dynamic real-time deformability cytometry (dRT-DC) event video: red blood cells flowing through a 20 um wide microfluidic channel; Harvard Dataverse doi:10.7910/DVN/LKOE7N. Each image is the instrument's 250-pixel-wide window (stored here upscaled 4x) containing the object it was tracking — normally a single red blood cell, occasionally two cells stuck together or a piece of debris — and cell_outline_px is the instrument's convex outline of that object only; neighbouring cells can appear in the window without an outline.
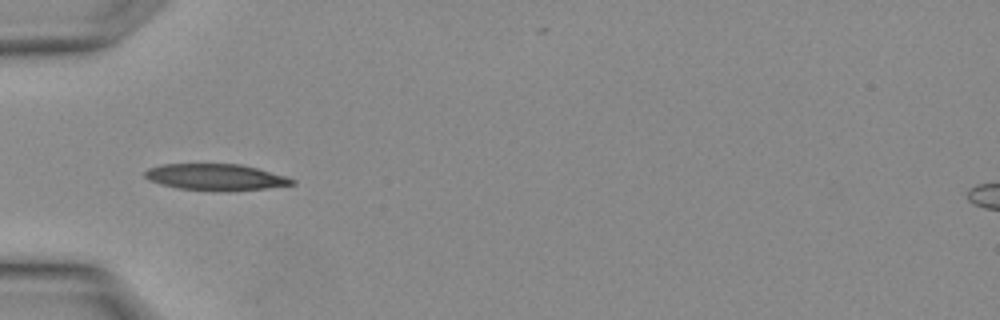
{"species": "Egyptian fruit bat (a non-hibernating species)", "species_latin": "Rousettus aegyptiacus", "temperature_condition": "warm", "stored_images_in_passage": 2, "camera_frame_rate_fps": 3000, "um_per_image_px": 0.085, "animal": {"sex": "female"}, "frame": {"image": 1, "passage_image": 2, "time_ms": 0.333, "image_size_px": [1000, 320], "cell_outline_px": [[296, 184], [264, 188], [180, 188], [160, 184], [148, 180], [144, 176], [144, 172], [148, 168], [160, 164], [240, 164], [288, 176], [296, 180]], "centroid_in_image_um": [18.3, 15.0], "position_along_channel_um": 66.7, "area_um2": 21.56}}